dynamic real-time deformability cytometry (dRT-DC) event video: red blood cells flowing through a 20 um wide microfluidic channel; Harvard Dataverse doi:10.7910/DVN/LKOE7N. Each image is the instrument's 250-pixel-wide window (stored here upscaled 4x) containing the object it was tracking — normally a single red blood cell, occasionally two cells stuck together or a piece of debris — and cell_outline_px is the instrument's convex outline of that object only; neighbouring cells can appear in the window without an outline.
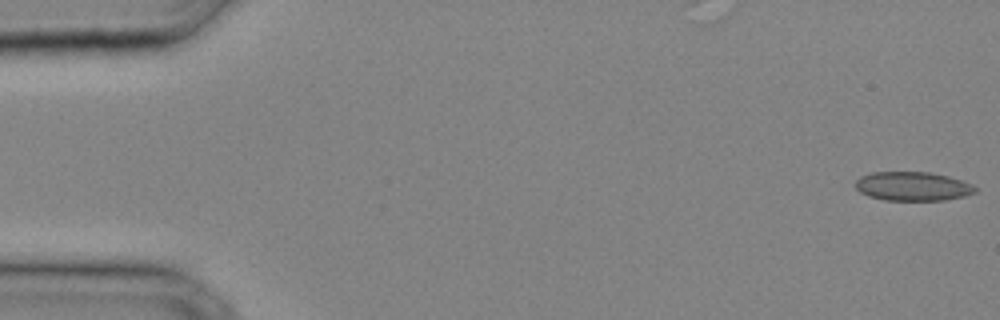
{"species": "common noctule bat (a hibernating species)", "species_latin": "Nyctalus noctula", "temperature_condition": "cold", "stored_images_in_passage": 33, "camera_frame_rate_fps": 3000, "um_per_image_px": 0.085, "animal": {"sex": "male", "body_mass_g": 20.4}, "frame": {"image": 1, "passage_image": 1, "time_ms": 0.0, "image_size_px": [1000, 320], "cell_outline_px": [[976, 192], [964, 196], [944, 200], [884, 200], [868, 196], [860, 192], [856, 188], [856, 180], [860, 176], [872, 172], [928, 172], [948, 176], [972, 184], [976, 188]], "centroid_in_image_um": [77.56, 15.83], "position_along_channel_um": 7.4, "area_um2": 20.17}}
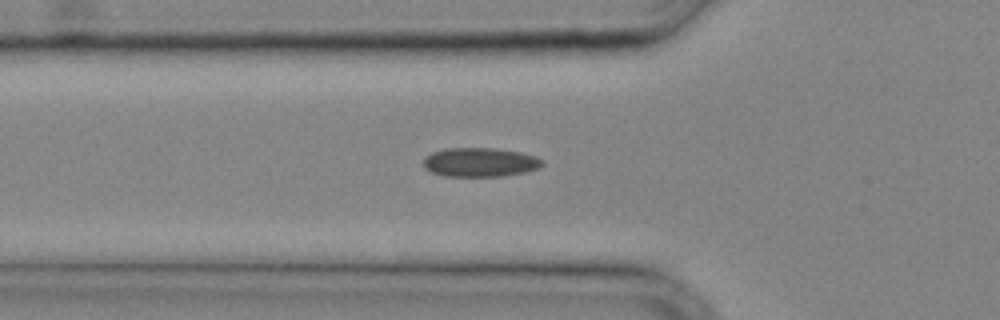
{"frame": {"image": 2, "passage_image": 12, "time_ms": 3.667, "image_size_px": [1000, 320], "cell_outline_px": [[544, 164], [540, 168], [524, 172], [504, 176], [444, 176], [432, 172], [424, 168], [424, 156], [432, 152], [444, 148], [496, 148], [520, 152], [536, 156], [544, 160]], "centroid_in_image_um": [40.81, 13.78], "position_along_channel_um": 85.0, "area_um2": 20.35}}
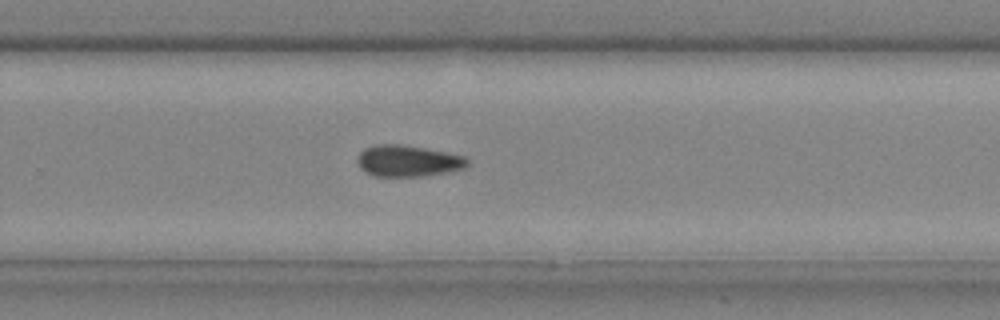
{"frame": {"image": 3, "passage_image": 23, "time_ms": 7.333, "image_size_px": [1000, 320], "cell_outline_px": [[468, 164], [464, 168], [448, 172], [424, 176], [376, 176], [364, 172], [360, 168], [356, 160], [360, 152], [364, 148], [376, 144], [400, 144], [448, 152], [464, 156], [468, 160]], "centroid_in_image_um": [34.65, 13.67], "position_along_channel_um": 295.1, "area_um2": 20.23}}